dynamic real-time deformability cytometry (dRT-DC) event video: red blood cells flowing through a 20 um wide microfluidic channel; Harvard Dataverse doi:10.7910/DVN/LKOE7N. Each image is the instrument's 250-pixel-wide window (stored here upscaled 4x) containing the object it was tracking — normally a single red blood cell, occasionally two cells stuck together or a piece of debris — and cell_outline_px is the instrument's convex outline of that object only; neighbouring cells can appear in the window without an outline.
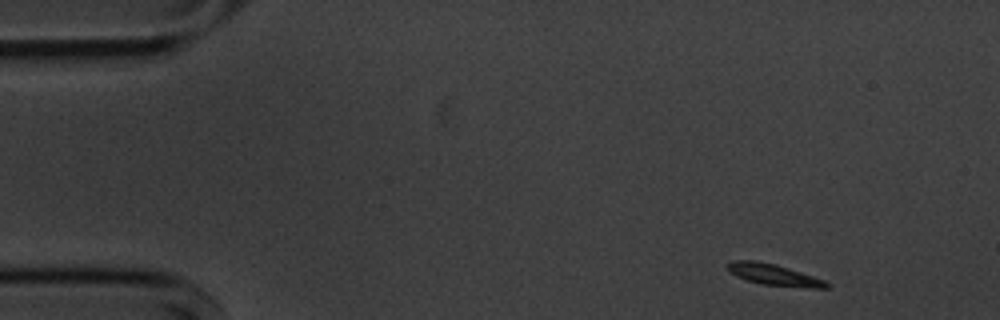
{"species": "common noctule bat (a hibernating species)", "species_latin": "Nyctalus noctula", "temperature_condition": "cold", "stored_images_in_passage": 51, "camera_frame_rate_fps": 3000, "um_per_image_px": 0.085, "animal": {"sex": "male", "body_mass_g": 20.1, "forearm_length_mm": 53.5}, "frame": {"image": 1, "passage_image": 1, "time_ms": 0.0, "image_size_px": [1000, 320], "cell_outline_px": [[828, 288], [808, 288], [760, 284], [736, 276], [724, 264], [732, 260], [756, 260], [776, 264], [824, 280], [828, 284]], "centroid_in_image_um": [65.74, 23.34], "position_along_channel_um": 19.3, "area_um2": 12.2}}
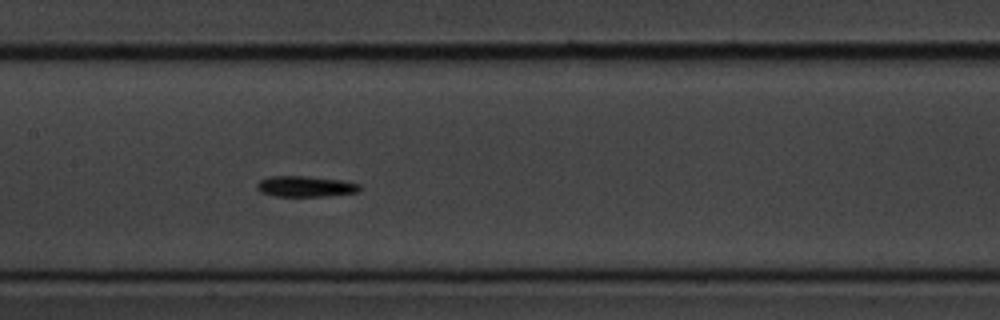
{"frame": {"image": 2, "passage_image": 22, "time_ms": 7.0, "image_size_px": [1000, 320], "cell_outline_px": [[364, 188], [360, 192], [328, 196], [276, 196], [260, 192], [256, 188], [256, 184], [260, 180], [268, 176], [308, 176], [344, 180], [360, 184]], "centroid_in_image_um": [26.02, 15.84], "position_along_channel_um": 181.4, "area_um2": 12.77}}
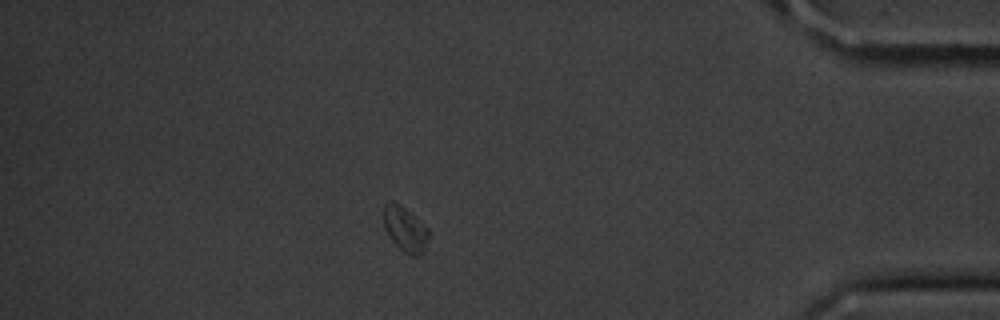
{"frame": {"image": 3, "passage_image": 44, "time_ms": 14.333, "image_size_px": [1000, 320], "cell_outline_px": [[428, 236], [424, 252], [420, 256], [408, 256], [392, 240], [384, 228], [384, 204], [388, 200], [392, 200], [404, 208], [428, 228]], "centroid_in_image_um": [34.43, 19.49], "position_along_channel_um": 400.8, "area_um2": 11.68}, "authors_computed_cell_mechanics": {"area_um2": 12.1958, "velocity_mm_per_s": 3.5358, "shape_relaxation_time_tau1_ms": 3.1089, "shape_relaxation_time_tau2_ms": null, "deformation_change_tau1": 0.1399, "deformation_change_tau2": null}}